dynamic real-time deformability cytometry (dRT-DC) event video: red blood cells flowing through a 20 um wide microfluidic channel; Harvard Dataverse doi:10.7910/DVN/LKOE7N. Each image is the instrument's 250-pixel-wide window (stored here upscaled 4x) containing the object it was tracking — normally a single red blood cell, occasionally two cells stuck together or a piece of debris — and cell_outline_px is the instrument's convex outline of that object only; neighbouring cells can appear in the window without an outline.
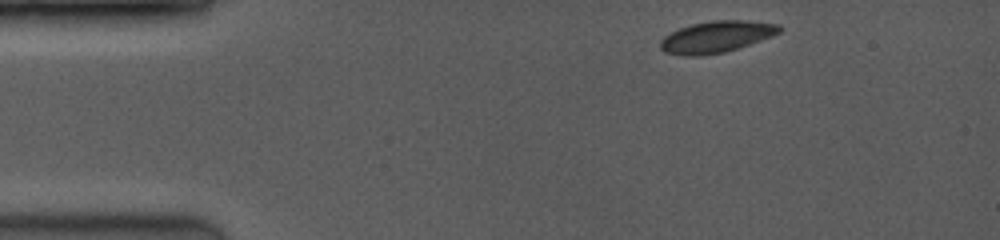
{"species": "common noctule bat (a hibernating species)", "species_latin": "Nyctalus noctula", "temperature_condition": "room temperature", "stored_images_in_passage": 48, "camera_frame_rate_fps": 3500, "um_per_image_px": 0.085, "animal": {"sex": "female", "body_mass_g": 19.0, "forearm_length_mm": 53.3}, "frame": {"image": 1, "passage_image": 1, "time_ms": 0.0, "image_size_px": [1000, 240], "cell_outline_px": [[784, 28], [780, 32], [772, 36], [724, 52], [700, 56], [684, 56], [664, 52], [660, 48], [660, 40], [664, 36], [680, 28], [692, 24], [712, 20], [744, 20], [780, 24]], "centroid_in_image_um": [60.89, 3.12], "position_along_channel_um": 24.1, "area_um2": 21.85}}
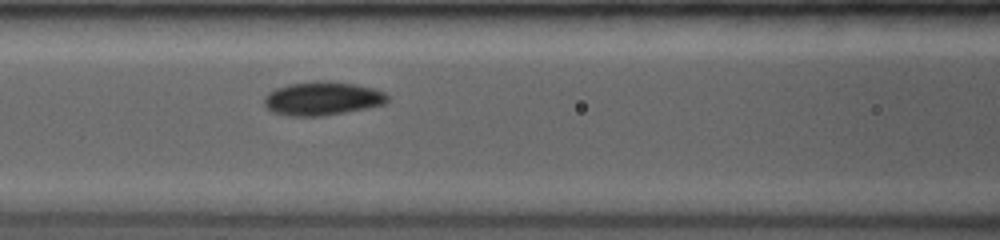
{"frame": {"image": 2, "passage_image": 19, "time_ms": 4.571, "image_size_px": [1000, 240], "cell_outline_px": [[388, 100], [384, 104], [368, 108], [324, 116], [284, 116], [272, 112], [264, 104], [264, 96], [268, 92], [276, 88], [288, 84], [320, 80], [324, 80], [356, 84], [372, 88], [384, 92], [388, 96]], "centroid_in_image_um": [27.38, 8.38], "position_along_channel_um": 139.2, "area_um2": 24.39}}
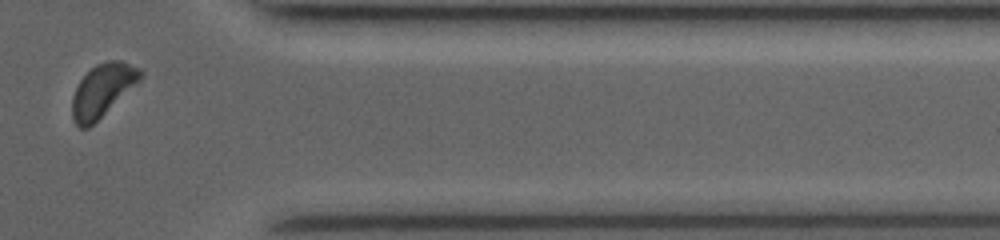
{"frame": {"image": 3, "passage_image": 43, "time_ms": 11.143, "image_size_px": [1000, 240], "cell_outline_px": [[144, 76], [140, 80], [88, 128], [80, 128], [76, 124], [72, 116], [72, 96], [80, 80], [96, 64], [108, 60], [120, 60], [140, 68], [144, 72]], "centroid_in_image_um": [8.72, 7.65], "position_along_channel_um": 402.7, "area_um2": 20.58}, "authors_computed_cell_mechanics": {"area_um2": 22.0507, "velocity_mm_per_s": 4.0868, "shape_relaxation_time_tau1_ms": 1.754, "shape_relaxation_time_tau2_ms": 3.401, "deformation_change_tau1": 0.0834, "deformation_change_tau2": 0.0609}}